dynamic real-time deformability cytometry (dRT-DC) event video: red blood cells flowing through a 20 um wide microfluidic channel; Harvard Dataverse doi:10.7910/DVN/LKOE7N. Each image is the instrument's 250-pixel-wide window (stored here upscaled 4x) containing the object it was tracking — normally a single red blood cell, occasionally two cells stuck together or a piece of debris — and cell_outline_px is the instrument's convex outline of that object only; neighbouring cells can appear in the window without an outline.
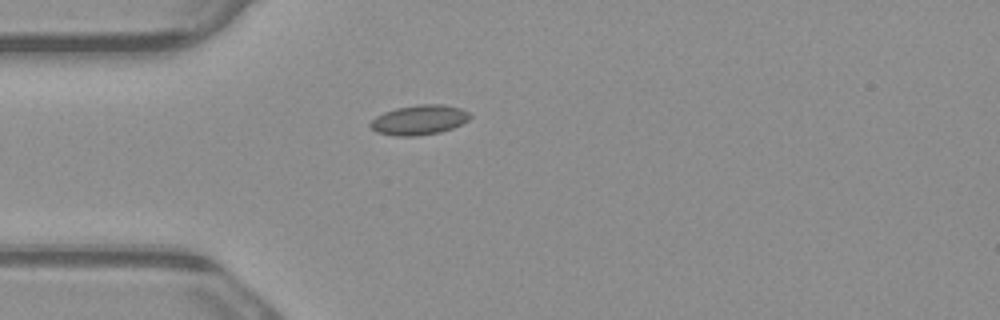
{"species": "common noctule bat (a hibernating species)", "species_latin": "Nyctalus noctula", "temperature_condition": "warm", "stored_images_in_passage": 1, "camera_frame_rate_fps": 3000, "um_per_image_px": 0.085, "animal": {"sex": "male", "body_mass_g": 23.1, "forearm_length_mm": 52.7}, "frame": {"image": 1, "passage_image": 1, "time_ms": 0.0, "image_size_px": [1000, 320], "cell_outline_px": [[472, 116], [468, 120], [452, 128], [440, 132], [416, 136], [396, 136], [376, 132], [368, 124], [376, 116], [384, 112], [396, 108], [420, 104], [444, 104], [460, 108], [468, 112]], "centroid_in_image_um": [35.62, 10.19], "position_along_channel_um": 49.4, "area_um2": 17.28}}